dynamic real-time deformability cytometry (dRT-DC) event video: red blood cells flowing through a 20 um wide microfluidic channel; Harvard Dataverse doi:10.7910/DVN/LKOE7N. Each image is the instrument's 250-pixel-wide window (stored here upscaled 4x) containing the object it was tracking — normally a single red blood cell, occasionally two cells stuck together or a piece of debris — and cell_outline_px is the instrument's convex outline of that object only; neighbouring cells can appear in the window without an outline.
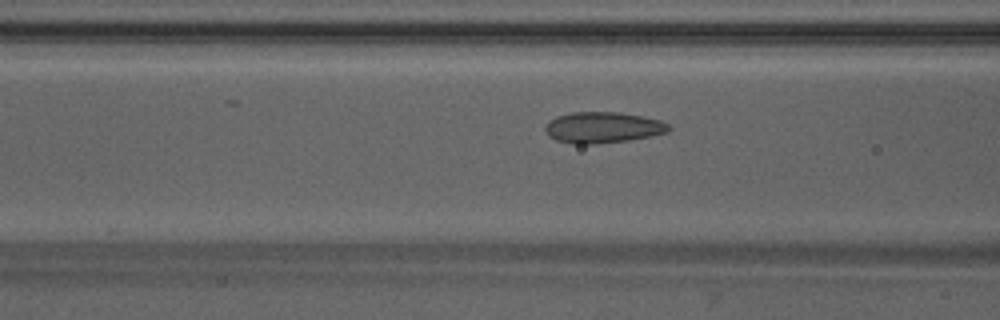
{"species": "Egyptian fruit bat (a non-hibernating species)", "species_latin": "Rousettus aegyptiacus", "temperature_condition": "warm", "stored_images_in_passage": 49, "camera_frame_rate_fps": 3000, "um_per_image_px": 0.085, "animal": {"sex": "male"}, "frame": {"image": 1, "passage_image": 20, "time_ms": 6.333, "image_size_px": [1000, 320], "cell_outline_px": [[672, 128], [668, 132], [628, 140], [596, 144], [572, 144], [556, 140], [548, 136], [544, 128], [556, 116], [572, 112], [620, 112], [644, 116], [660, 120], [668, 124]], "centroid_in_image_um": [51.25, 10.83], "position_along_channel_um": 115.4, "area_um2": 22.37}}
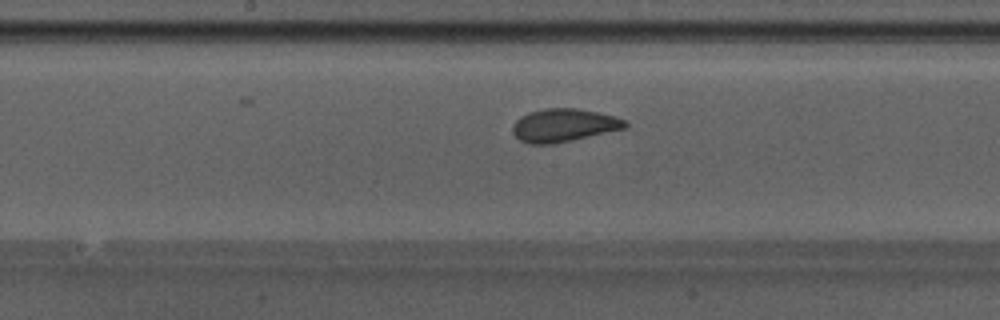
{"frame": {"image": 2, "passage_image": 26, "time_ms": 8.333, "image_size_px": [1000, 320], "cell_outline_px": [[628, 124], [624, 128], [572, 140], [552, 144], [528, 144], [520, 140], [512, 132], [512, 124], [520, 116], [528, 112], [544, 108], [576, 108], [596, 112], [612, 116], [624, 120]], "centroid_in_image_um": [47.84, 10.65], "position_along_channel_um": 200.4, "area_um2": 21.5}}
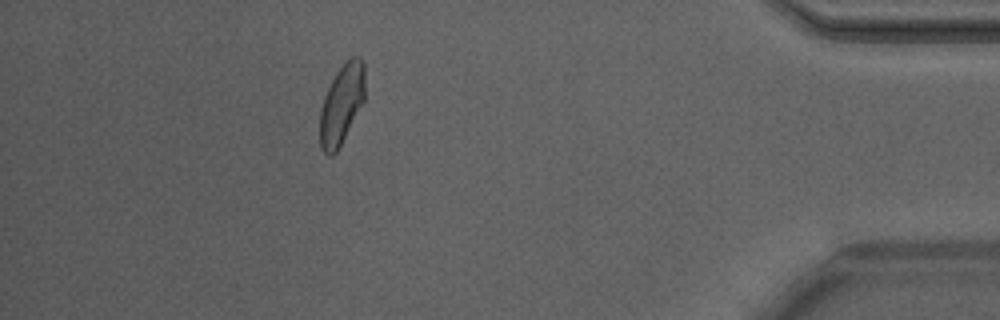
{"frame": {"image": 3, "passage_image": 44, "time_ms": 14.333, "image_size_px": [1000, 320], "cell_outline_px": [[364, 100], [336, 152], [332, 156], [328, 156], [324, 152], [320, 144], [320, 108], [324, 96], [336, 72], [352, 56], [360, 56], [364, 64]], "centroid_in_image_um": [29.03, 8.85], "position_along_channel_um": 406.2, "area_um2": 20.58}, "authors_computed_cell_mechanics": {"area_um2": 21.5016, "velocity_mm_per_s": 4.2404, "shape_relaxation_time_tau1_ms": 5.8923, "shape_relaxation_time_tau2_ms": 1.1529, "deformation_change_tau1": 0.1262, "deformation_change_tau2": 0.0565}}